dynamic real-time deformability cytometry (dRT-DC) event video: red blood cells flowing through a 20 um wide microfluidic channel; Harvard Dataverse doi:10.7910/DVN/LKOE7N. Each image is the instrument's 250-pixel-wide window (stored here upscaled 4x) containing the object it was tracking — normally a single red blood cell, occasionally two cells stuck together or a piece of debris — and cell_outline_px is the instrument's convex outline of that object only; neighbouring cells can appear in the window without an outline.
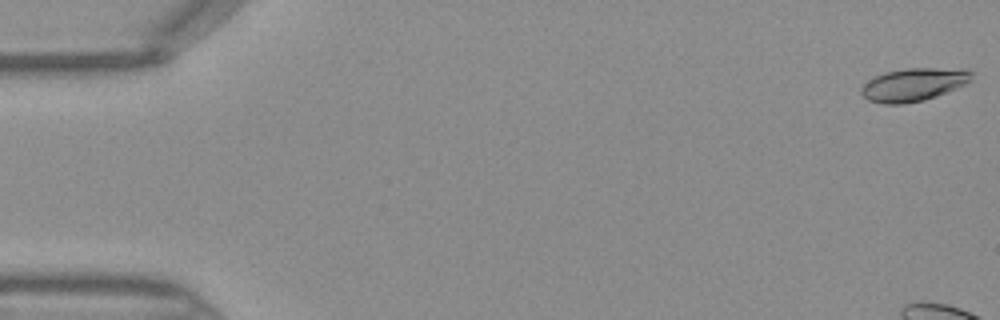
{"species": "Egyptian fruit bat (a non-hibernating species)", "species_latin": "Rousettus aegyptiacus", "temperature_condition": "warm", "stored_images_in_passage": 7, "camera_frame_rate_fps": 3000, "um_per_image_px": 0.085, "frame": {"image": 1, "passage_image": 1, "time_ms": 0.0, "image_size_px": [1000, 320], "cell_outline_px": [[972, 80], [948, 92], [924, 100], [904, 104], [884, 104], [868, 100], [860, 92], [860, 88], [872, 76], [884, 72], [908, 68], [932, 68], [972, 72]], "centroid_in_image_um": [77.57, 7.21], "position_along_channel_um": 7.4, "area_um2": 20.98}}